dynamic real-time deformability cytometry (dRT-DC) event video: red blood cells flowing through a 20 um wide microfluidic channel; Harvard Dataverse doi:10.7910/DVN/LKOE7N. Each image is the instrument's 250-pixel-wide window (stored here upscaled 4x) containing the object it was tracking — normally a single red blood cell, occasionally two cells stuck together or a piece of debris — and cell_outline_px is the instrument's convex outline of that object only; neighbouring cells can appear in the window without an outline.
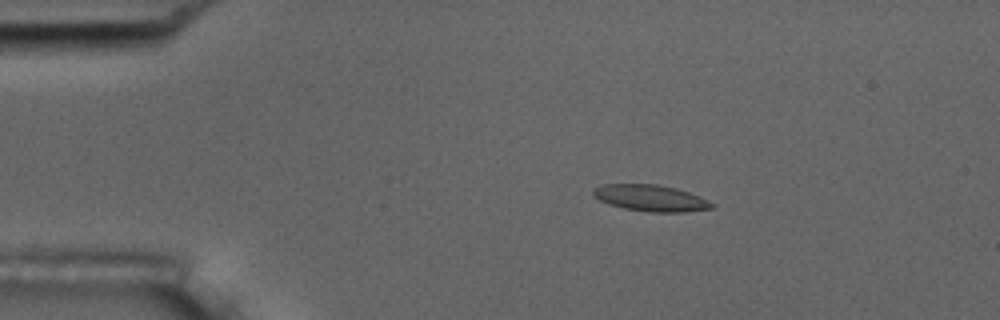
{"species": "common noctule bat (a hibernating species)", "species_latin": "Nyctalus noctula", "temperature_condition": "room temperature", "stored_images_in_passage": 6, "camera_frame_rate_fps": 3000, "um_per_image_px": 0.085, "animal": {"sex": "male", "body_mass_g": 17.5, "forearm_length_mm": 52.3}, "frame": {"image": 1, "passage_image": 3, "time_ms": 3.333, "image_size_px": [1000, 320], "cell_outline_px": [[716, 204], [712, 208], [684, 212], [652, 212], [624, 208], [608, 204], [592, 196], [592, 192], [596, 188], [604, 184], [656, 184], [676, 188], [700, 196]], "centroid_in_image_um": [55.32, 16.83], "position_along_channel_um": 29.7, "area_um2": 18.21}}
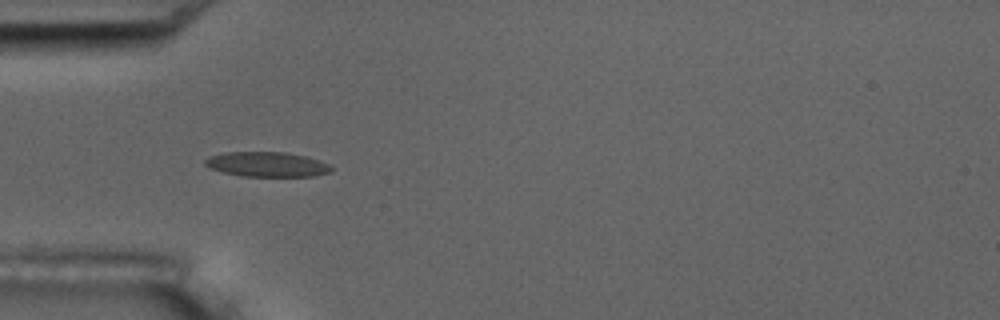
{"frame": {"image": 2, "passage_image": 5, "time_ms": 5.667, "image_size_px": [1000, 320], "cell_outline_px": [[336, 168], [332, 172], [312, 176], [240, 176], [208, 168], [204, 164], [204, 160], [208, 156], [224, 152], [284, 152], [304, 156], [328, 164]], "centroid_in_image_um": [22.66, 13.97], "position_along_channel_um": 62.3, "area_um2": 18.32}}